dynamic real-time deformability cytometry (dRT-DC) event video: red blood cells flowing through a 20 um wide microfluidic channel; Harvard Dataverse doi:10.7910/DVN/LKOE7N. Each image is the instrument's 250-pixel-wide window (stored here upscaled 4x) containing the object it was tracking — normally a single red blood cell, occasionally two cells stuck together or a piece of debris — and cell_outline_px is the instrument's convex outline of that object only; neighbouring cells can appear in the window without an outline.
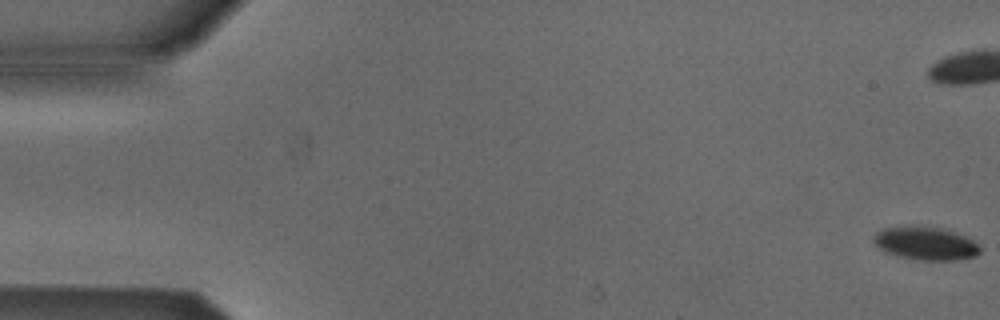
{"species": "Egyptian fruit bat (a non-hibernating species)", "species_latin": "Rousettus aegyptiacus", "temperature_condition": "cold", "stored_images_in_passage": 55, "camera_frame_rate_fps": 3000, "um_per_image_px": 0.085, "animal": {"sex": "male"}, "frame": {"image": 1, "passage_image": 1, "time_ms": 0.0, "image_size_px": [1000, 320], "cell_outline_px": [[980, 252], [976, 256], [952, 260], [924, 260], [900, 256], [884, 252], [872, 240], [872, 236], [876, 232], [884, 228], [940, 228], [964, 236], [972, 240], [980, 248]], "centroid_in_image_um": [78.66, 20.72], "position_along_channel_um": 6.3, "area_um2": 19.71}}
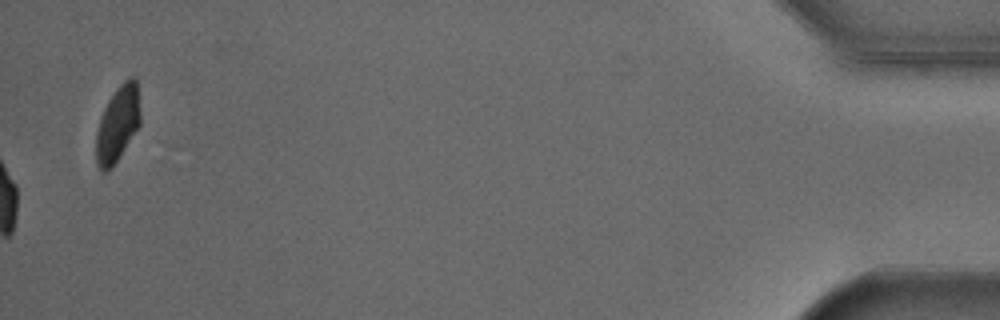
{"frame": {"image": 2, "passage_image": 55, "time_ms": 18.0, "image_size_px": [1000, 320], "cell_outline_px": [[140, 124], [120, 156], [104, 172], [100, 168], [96, 160], [96, 132], [100, 116], [108, 100], [116, 88], [128, 76], [136, 76], [140, 112]], "centroid_in_image_um": [10.01, 10.45], "position_along_channel_um": 425.2, "area_um2": 19.36}, "authors_computed_cell_mechanics": {"area_um2": 22.4842, "velocity_mm_per_s": 3.8567, "shape_relaxation_time_tau1_ms": 3.7865, "shape_relaxation_time_tau2_ms": null, "deformation_change_tau1": 0.0828, "deformation_change_tau2": null}}